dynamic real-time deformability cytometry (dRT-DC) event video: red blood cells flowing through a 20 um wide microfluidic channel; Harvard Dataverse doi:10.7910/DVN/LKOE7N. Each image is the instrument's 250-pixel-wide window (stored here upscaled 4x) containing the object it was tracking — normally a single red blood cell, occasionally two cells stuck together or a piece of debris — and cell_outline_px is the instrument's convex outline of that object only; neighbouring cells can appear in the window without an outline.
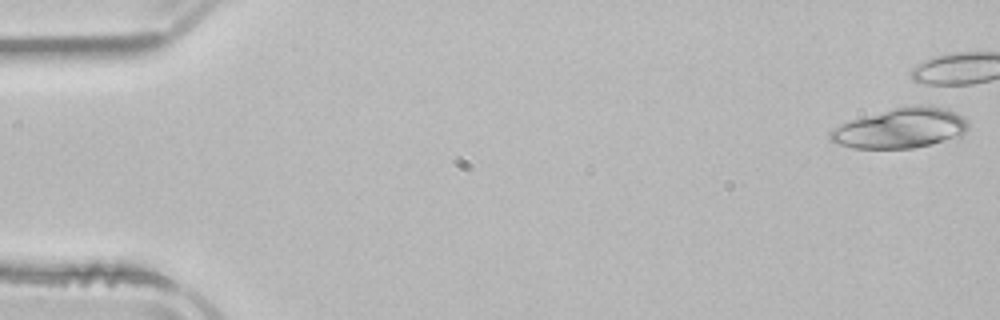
{"species": "common noctule bat (a hibernating species)", "species_latin": "Nyctalus noctula", "temperature_condition": "room temperature", "stored_images_in_passage": 5, "camera_frame_rate_fps": 3000, "um_per_image_px": 0.085, "animal": {"sex": "male", "body_mass_g": 21.5, "forearm_length_mm": 52.0}, "frame": {"image": 1, "passage_image": 1, "time_ms": 0.0, "image_size_px": [1000, 320], "cell_outline_px": [[968, 128], [960, 136], [932, 144], [916, 148], [852, 148], [836, 144], [828, 140], [828, 132], [832, 128], [852, 120], [908, 104], [932, 104], [944, 108], [964, 116], [968, 120]], "centroid_in_image_um": [76.56, 10.89], "position_along_channel_um": 8.4, "area_um2": 32.54}}